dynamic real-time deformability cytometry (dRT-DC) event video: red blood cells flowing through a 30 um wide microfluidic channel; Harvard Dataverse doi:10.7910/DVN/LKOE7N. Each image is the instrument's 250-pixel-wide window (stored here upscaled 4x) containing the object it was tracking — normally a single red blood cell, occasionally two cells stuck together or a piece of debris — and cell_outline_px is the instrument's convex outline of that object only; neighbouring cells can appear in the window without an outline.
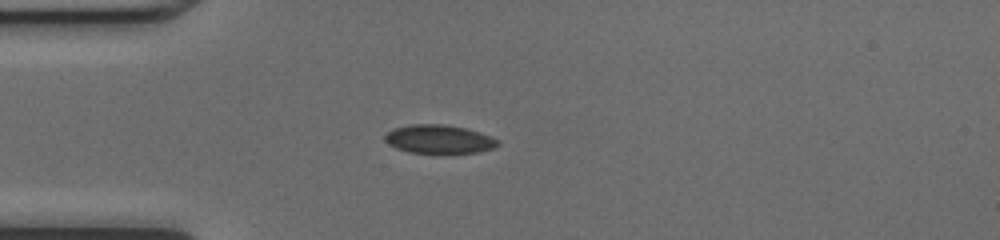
{"species": "common noctule bat (a hibernating species)", "species_latin": "Nyctalus noctula", "temperature_condition": "cold", "stored_images_in_passage": 36, "camera_frame_rate_fps": 3000, "um_per_image_px": 0.085, "animal": {"sex": "female", "body_mass_g": 17.0, "forearm_length_mm": 48.0}, "frame": {"image": 1, "passage_image": 1, "time_ms": 0.0, "image_size_px": [1000, 240], "cell_outline_px": [[500, 144], [492, 148], [480, 152], [444, 156], [440, 156], [408, 152], [396, 148], [388, 144], [384, 140], [384, 136], [392, 128], [412, 124], [444, 124], [464, 128], [480, 132], [500, 140]], "centroid_in_image_um": [37.32, 11.88], "position_along_channel_um": 47.7, "area_um2": 19.77}}
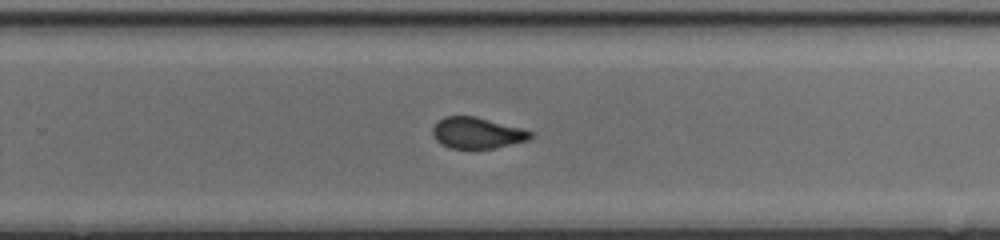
{"frame": {"image": 2, "passage_image": 19, "time_ms": 6.0, "image_size_px": [1000, 240], "cell_outline_px": [[532, 136], [528, 140], [496, 148], [448, 148], [440, 144], [436, 140], [432, 132], [432, 128], [444, 116], [476, 116], [520, 128], [532, 132]], "centroid_in_image_um": [40.53, 11.3], "position_along_channel_um": 289.3, "area_um2": 17.63}}
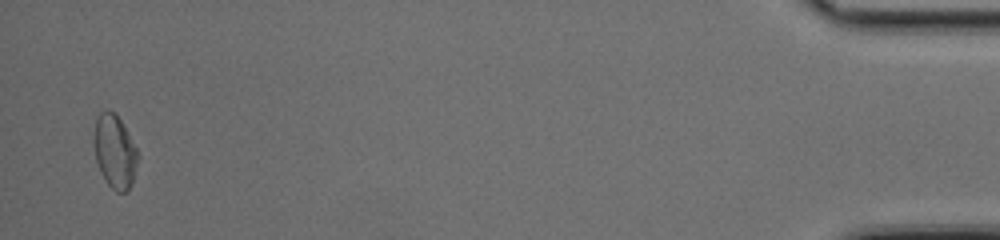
{"frame": {"image": 3, "passage_image": 35, "time_ms": 11.333, "image_size_px": [1000, 240], "cell_outline_px": [[140, 156], [132, 184], [124, 192], [116, 192], [104, 180], [100, 172], [96, 160], [92, 140], [96, 116], [100, 112], [108, 108], [116, 112], [136, 148]], "centroid_in_image_um": [9.73, 12.84], "position_along_channel_um": 425.5, "area_um2": 19.25}, "authors_computed_cell_mechanics": {"area_um2": 18.7272, "velocity_mm_per_s": 4.2801, "shape_relaxation_time_tau1_ms": null, "shape_relaxation_time_tau2_ms": 1.2221, "deformation_change_tau1": null, "deformation_change_tau2": 0.0542}}